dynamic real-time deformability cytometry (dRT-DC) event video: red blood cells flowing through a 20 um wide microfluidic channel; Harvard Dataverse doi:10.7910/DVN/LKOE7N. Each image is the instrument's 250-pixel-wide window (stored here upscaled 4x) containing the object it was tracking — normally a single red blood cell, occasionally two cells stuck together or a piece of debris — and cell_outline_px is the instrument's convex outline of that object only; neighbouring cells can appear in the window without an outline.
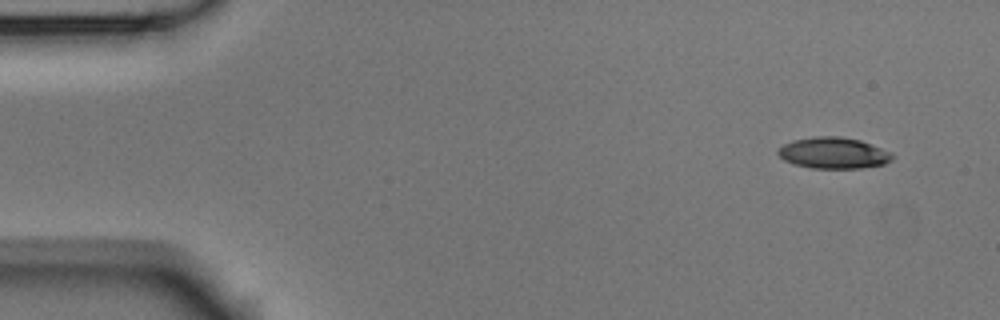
{"species": "Egyptian fruit bat (a non-hibernating species)", "species_latin": "Rousettus aegyptiacus", "temperature_condition": "room temperature", "stored_images_in_passage": 4, "camera_frame_rate_fps": 3000, "um_per_image_px": 0.085, "animal": {"sex": "male"}, "frame": {"image": 1, "passage_image": 1, "time_ms": 0.0, "image_size_px": [1000, 320], "cell_outline_px": [[892, 160], [884, 164], [860, 168], [812, 168], [792, 164], [784, 160], [776, 152], [784, 144], [792, 140], [816, 136], [840, 136], [860, 140], [892, 152]], "centroid_in_image_um": [70.83, 13.0], "position_along_channel_um": 14.2, "area_um2": 20.81}}
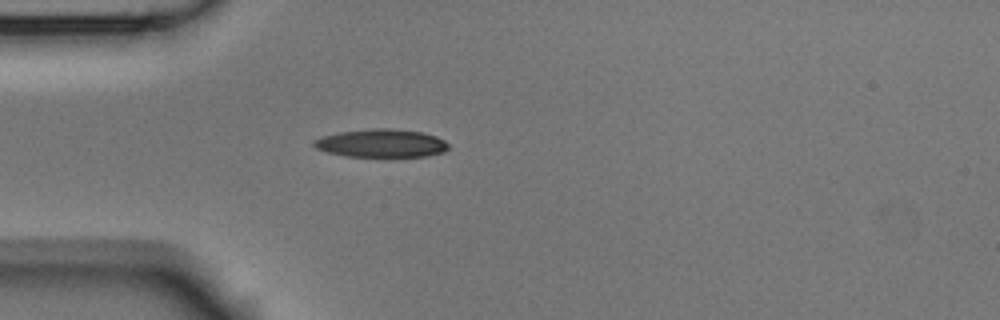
{"frame": {"image": 2, "passage_image": 4, "time_ms": 1.0, "image_size_px": [1000, 320], "cell_outline_px": [[448, 148], [444, 152], [428, 156], [344, 156], [328, 152], [316, 148], [312, 144], [312, 140], [324, 136], [340, 132], [372, 128], [388, 128], [420, 132], [436, 136], [444, 140], [448, 144]], "centroid_in_image_um": [32.41, 12.17], "position_along_channel_um": 52.6, "area_um2": 21.91}}